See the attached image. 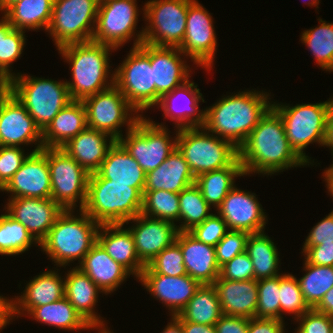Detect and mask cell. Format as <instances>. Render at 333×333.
<instances>
[{
    "mask_svg": "<svg viewBox=\"0 0 333 333\" xmlns=\"http://www.w3.org/2000/svg\"><path fill=\"white\" fill-rule=\"evenodd\" d=\"M245 176L283 174L294 168L310 167L290 146L279 113L271 106L238 149Z\"/></svg>",
    "mask_w": 333,
    "mask_h": 333,
    "instance_id": "cell-1",
    "label": "cell"
},
{
    "mask_svg": "<svg viewBox=\"0 0 333 333\" xmlns=\"http://www.w3.org/2000/svg\"><path fill=\"white\" fill-rule=\"evenodd\" d=\"M258 89L226 92V95L204 108L203 127L214 135L230 141L239 149L272 106L274 95L270 90L268 92L266 89Z\"/></svg>",
    "mask_w": 333,
    "mask_h": 333,
    "instance_id": "cell-2",
    "label": "cell"
},
{
    "mask_svg": "<svg viewBox=\"0 0 333 333\" xmlns=\"http://www.w3.org/2000/svg\"><path fill=\"white\" fill-rule=\"evenodd\" d=\"M57 50L71 71V79L65 82L72 100L83 101L114 85V67L110 64L112 52H117L114 47L90 41L67 44Z\"/></svg>",
    "mask_w": 333,
    "mask_h": 333,
    "instance_id": "cell-3",
    "label": "cell"
},
{
    "mask_svg": "<svg viewBox=\"0 0 333 333\" xmlns=\"http://www.w3.org/2000/svg\"><path fill=\"white\" fill-rule=\"evenodd\" d=\"M99 227L82 209L64 210L37 250L41 249L54 267H70L76 261L77 266L97 242Z\"/></svg>",
    "mask_w": 333,
    "mask_h": 333,
    "instance_id": "cell-4",
    "label": "cell"
},
{
    "mask_svg": "<svg viewBox=\"0 0 333 333\" xmlns=\"http://www.w3.org/2000/svg\"><path fill=\"white\" fill-rule=\"evenodd\" d=\"M142 206L143 195L131 184L111 183L97 172L89 175L82 210L100 225L124 224L139 215Z\"/></svg>",
    "mask_w": 333,
    "mask_h": 333,
    "instance_id": "cell-5",
    "label": "cell"
},
{
    "mask_svg": "<svg viewBox=\"0 0 333 333\" xmlns=\"http://www.w3.org/2000/svg\"><path fill=\"white\" fill-rule=\"evenodd\" d=\"M26 74L17 72V76L11 79L12 94L43 132L72 99L64 79L58 81Z\"/></svg>",
    "mask_w": 333,
    "mask_h": 333,
    "instance_id": "cell-6",
    "label": "cell"
},
{
    "mask_svg": "<svg viewBox=\"0 0 333 333\" xmlns=\"http://www.w3.org/2000/svg\"><path fill=\"white\" fill-rule=\"evenodd\" d=\"M329 99L315 103L293 104L272 100V107L283 120L286 137L294 151L310 166H320L306 154L310 144L323 147ZM318 164V165H317Z\"/></svg>",
    "mask_w": 333,
    "mask_h": 333,
    "instance_id": "cell-7",
    "label": "cell"
},
{
    "mask_svg": "<svg viewBox=\"0 0 333 333\" xmlns=\"http://www.w3.org/2000/svg\"><path fill=\"white\" fill-rule=\"evenodd\" d=\"M137 0H100L92 42L106 44L120 50L133 40L131 47L143 43L144 27L137 30L140 15L144 21V5Z\"/></svg>",
    "mask_w": 333,
    "mask_h": 333,
    "instance_id": "cell-8",
    "label": "cell"
},
{
    "mask_svg": "<svg viewBox=\"0 0 333 333\" xmlns=\"http://www.w3.org/2000/svg\"><path fill=\"white\" fill-rule=\"evenodd\" d=\"M176 148L195 178L227 167L238 157V149L230 141L214 135L203 126L179 129Z\"/></svg>",
    "mask_w": 333,
    "mask_h": 333,
    "instance_id": "cell-9",
    "label": "cell"
},
{
    "mask_svg": "<svg viewBox=\"0 0 333 333\" xmlns=\"http://www.w3.org/2000/svg\"><path fill=\"white\" fill-rule=\"evenodd\" d=\"M120 65L114 68V85L141 116L156 107V88L150 65V45L130 47Z\"/></svg>",
    "mask_w": 333,
    "mask_h": 333,
    "instance_id": "cell-10",
    "label": "cell"
},
{
    "mask_svg": "<svg viewBox=\"0 0 333 333\" xmlns=\"http://www.w3.org/2000/svg\"><path fill=\"white\" fill-rule=\"evenodd\" d=\"M174 130L171 132L168 127L156 125L153 119L145 115L117 141L148 173L161 165L176 149L179 129Z\"/></svg>",
    "mask_w": 333,
    "mask_h": 333,
    "instance_id": "cell-11",
    "label": "cell"
},
{
    "mask_svg": "<svg viewBox=\"0 0 333 333\" xmlns=\"http://www.w3.org/2000/svg\"><path fill=\"white\" fill-rule=\"evenodd\" d=\"M100 0H54L46 33L56 50L92 40Z\"/></svg>",
    "mask_w": 333,
    "mask_h": 333,
    "instance_id": "cell-12",
    "label": "cell"
},
{
    "mask_svg": "<svg viewBox=\"0 0 333 333\" xmlns=\"http://www.w3.org/2000/svg\"><path fill=\"white\" fill-rule=\"evenodd\" d=\"M82 102L86 109L87 127L106 132L115 140L122 137L124 131L132 129L142 117L115 85Z\"/></svg>",
    "mask_w": 333,
    "mask_h": 333,
    "instance_id": "cell-13",
    "label": "cell"
},
{
    "mask_svg": "<svg viewBox=\"0 0 333 333\" xmlns=\"http://www.w3.org/2000/svg\"><path fill=\"white\" fill-rule=\"evenodd\" d=\"M192 0H147L144 4L143 42L179 47L184 39L188 6Z\"/></svg>",
    "mask_w": 333,
    "mask_h": 333,
    "instance_id": "cell-14",
    "label": "cell"
},
{
    "mask_svg": "<svg viewBox=\"0 0 333 333\" xmlns=\"http://www.w3.org/2000/svg\"><path fill=\"white\" fill-rule=\"evenodd\" d=\"M51 198L64 210L83 209L89 173L61 148H47Z\"/></svg>",
    "mask_w": 333,
    "mask_h": 333,
    "instance_id": "cell-15",
    "label": "cell"
},
{
    "mask_svg": "<svg viewBox=\"0 0 333 333\" xmlns=\"http://www.w3.org/2000/svg\"><path fill=\"white\" fill-rule=\"evenodd\" d=\"M186 22L184 39L178 48L196 65L195 70L199 67L211 73L219 47L213 15L198 0H192Z\"/></svg>",
    "mask_w": 333,
    "mask_h": 333,
    "instance_id": "cell-16",
    "label": "cell"
},
{
    "mask_svg": "<svg viewBox=\"0 0 333 333\" xmlns=\"http://www.w3.org/2000/svg\"><path fill=\"white\" fill-rule=\"evenodd\" d=\"M24 280L25 287L17 296H7V322L12 324L18 317H25L34 307L49 304L65 296L64 274L61 267H52Z\"/></svg>",
    "mask_w": 333,
    "mask_h": 333,
    "instance_id": "cell-17",
    "label": "cell"
},
{
    "mask_svg": "<svg viewBox=\"0 0 333 333\" xmlns=\"http://www.w3.org/2000/svg\"><path fill=\"white\" fill-rule=\"evenodd\" d=\"M237 186L231 189L222 204L213 212L222 217L228 230L249 234L264 232L267 229L265 226L268 225L269 214L258 200V195Z\"/></svg>",
    "mask_w": 333,
    "mask_h": 333,
    "instance_id": "cell-18",
    "label": "cell"
},
{
    "mask_svg": "<svg viewBox=\"0 0 333 333\" xmlns=\"http://www.w3.org/2000/svg\"><path fill=\"white\" fill-rule=\"evenodd\" d=\"M198 87L194 80L189 79L171 93L165 94L154 108L163 112L164 122H153L158 126L168 127L165 120H170L173 122V129L203 126L205 109H200L199 103L207 101Z\"/></svg>",
    "mask_w": 333,
    "mask_h": 333,
    "instance_id": "cell-19",
    "label": "cell"
},
{
    "mask_svg": "<svg viewBox=\"0 0 333 333\" xmlns=\"http://www.w3.org/2000/svg\"><path fill=\"white\" fill-rule=\"evenodd\" d=\"M136 282L141 283L143 289L153 299L162 303L168 310V314L177 315L195 295L201 284L187 275L166 276L152 272L147 266L141 272Z\"/></svg>",
    "mask_w": 333,
    "mask_h": 333,
    "instance_id": "cell-20",
    "label": "cell"
},
{
    "mask_svg": "<svg viewBox=\"0 0 333 333\" xmlns=\"http://www.w3.org/2000/svg\"><path fill=\"white\" fill-rule=\"evenodd\" d=\"M189 62V58L178 47L150 45V65L156 88V106L165 94L171 93L189 79H193L191 77L193 72L195 73L193 69L195 65Z\"/></svg>",
    "mask_w": 333,
    "mask_h": 333,
    "instance_id": "cell-21",
    "label": "cell"
},
{
    "mask_svg": "<svg viewBox=\"0 0 333 333\" xmlns=\"http://www.w3.org/2000/svg\"><path fill=\"white\" fill-rule=\"evenodd\" d=\"M0 146H26V151L30 146L31 153L43 149L41 130L13 94L0 110Z\"/></svg>",
    "mask_w": 333,
    "mask_h": 333,
    "instance_id": "cell-22",
    "label": "cell"
},
{
    "mask_svg": "<svg viewBox=\"0 0 333 333\" xmlns=\"http://www.w3.org/2000/svg\"><path fill=\"white\" fill-rule=\"evenodd\" d=\"M8 199L21 197L51 198V177L47 163V148L32 152L23 161L19 170L0 191Z\"/></svg>",
    "mask_w": 333,
    "mask_h": 333,
    "instance_id": "cell-23",
    "label": "cell"
},
{
    "mask_svg": "<svg viewBox=\"0 0 333 333\" xmlns=\"http://www.w3.org/2000/svg\"><path fill=\"white\" fill-rule=\"evenodd\" d=\"M3 207V211L14 220L22 223L39 244L64 211L52 198L7 199Z\"/></svg>",
    "mask_w": 333,
    "mask_h": 333,
    "instance_id": "cell-24",
    "label": "cell"
},
{
    "mask_svg": "<svg viewBox=\"0 0 333 333\" xmlns=\"http://www.w3.org/2000/svg\"><path fill=\"white\" fill-rule=\"evenodd\" d=\"M124 225L132 233L137 256L145 266L164 248L170 246L178 234L175 224L141 213Z\"/></svg>",
    "mask_w": 333,
    "mask_h": 333,
    "instance_id": "cell-25",
    "label": "cell"
},
{
    "mask_svg": "<svg viewBox=\"0 0 333 333\" xmlns=\"http://www.w3.org/2000/svg\"><path fill=\"white\" fill-rule=\"evenodd\" d=\"M64 269L67 270L64 274L67 300L94 331L111 330L106 318L104 319L97 309V303H100L99 294L103 295V291L76 266Z\"/></svg>",
    "mask_w": 333,
    "mask_h": 333,
    "instance_id": "cell-26",
    "label": "cell"
},
{
    "mask_svg": "<svg viewBox=\"0 0 333 333\" xmlns=\"http://www.w3.org/2000/svg\"><path fill=\"white\" fill-rule=\"evenodd\" d=\"M76 267L85 273L105 296L113 295L132 275L113 260L98 242Z\"/></svg>",
    "mask_w": 333,
    "mask_h": 333,
    "instance_id": "cell-27",
    "label": "cell"
},
{
    "mask_svg": "<svg viewBox=\"0 0 333 333\" xmlns=\"http://www.w3.org/2000/svg\"><path fill=\"white\" fill-rule=\"evenodd\" d=\"M175 241L180 245L187 274L201 285L213 284L220 274L215 247L198 241L189 232H178Z\"/></svg>",
    "mask_w": 333,
    "mask_h": 333,
    "instance_id": "cell-28",
    "label": "cell"
},
{
    "mask_svg": "<svg viewBox=\"0 0 333 333\" xmlns=\"http://www.w3.org/2000/svg\"><path fill=\"white\" fill-rule=\"evenodd\" d=\"M97 242L108 255L126 268L137 280L145 265L139 260L130 230L124 224H102L97 233Z\"/></svg>",
    "mask_w": 333,
    "mask_h": 333,
    "instance_id": "cell-29",
    "label": "cell"
},
{
    "mask_svg": "<svg viewBox=\"0 0 333 333\" xmlns=\"http://www.w3.org/2000/svg\"><path fill=\"white\" fill-rule=\"evenodd\" d=\"M115 141L106 132L86 127L60 148L91 174L100 168Z\"/></svg>",
    "mask_w": 333,
    "mask_h": 333,
    "instance_id": "cell-30",
    "label": "cell"
},
{
    "mask_svg": "<svg viewBox=\"0 0 333 333\" xmlns=\"http://www.w3.org/2000/svg\"><path fill=\"white\" fill-rule=\"evenodd\" d=\"M213 286L224 315L256 318L257 280L231 281L219 276Z\"/></svg>",
    "mask_w": 333,
    "mask_h": 333,
    "instance_id": "cell-31",
    "label": "cell"
},
{
    "mask_svg": "<svg viewBox=\"0 0 333 333\" xmlns=\"http://www.w3.org/2000/svg\"><path fill=\"white\" fill-rule=\"evenodd\" d=\"M96 172L111 183L131 184L143 195L146 172L117 140Z\"/></svg>",
    "mask_w": 333,
    "mask_h": 333,
    "instance_id": "cell-32",
    "label": "cell"
},
{
    "mask_svg": "<svg viewBox=\"0 0 333 333\" xmlns=\"http://www.w3.org/2000/svg\"><path fill=\"white\" fill-rule=\"evenodd\" d=\"M194 183L195 176L176 148L161 165L146 173L144 191L166 190L180 193Z\"/></svg>",
    "mask_w": 333,
    "mask_h": 333,
    "instance_id": "cell-33",
    "label": "cell"
},
{
    "mask_svg": "<svg viewBox=\"0 0 333 333\" xmlns=\"http://www.w3.org/2000/svg\"><path fill=\"white\" fill-rule=\"evenodd\" d=\"M87 127L82 101L72 100L54 117L42 132L43 148H60Z\"/></svg>",
    "mask_w": 333,
    "mask_h": 333,
    "instance_id": "cell-34",
    "label": "cell"
},
{
    "mask_svg": "<svg viewBox=\"0 0 333 333\" xmlns=\"http://www.w3.org/2000/svg\"><path fill=\"white\" fill-rule=\"evenodd\" d=\"M25 317L65 332L79 333L84 330H94L65 296L52 303L34 307Z\"/></svg>",
    "mask_w": 333,
    "mask_h": 333,
    "instance_id": "cell-35",
    "label": "cell"
},
{
    "mask_svg": "<svg viewBox=\"0 0 333 333\" xmlns=\"http://www.w3.org/2000/svg\"><path fill=\"white\" fill-rule=\"evenodd\" d=\"M54 0H20L2 15L18 30L45 33L51 21Z\"/></svg>",
    "mask_w": 333,
    "mask_h": 333,
    "instance_id": "cell-36",
    "label": "cell"
},
{
    "mask_svg": "<svg viewBox=\"0 0 333 333\" xmlns=\"http://www.w3.org/2000/svg\"><path fill=\"white\" fill-rule=\"evenodd\" d=\"M238 177H245V175L242 164L237 157L227 167L198 175L195 178V184L201 190L206 202L213 210H216L222 204L223 199L236 185Z\"/></svg>",
    "mask_w": 333,
    "mask_h": 333,
    "instance_id": "cell-37",
    "label": "cell"
},
{
    "mask_svg": "<svg viewBox=\"0 0 333 333\" xmlns=\"http://www.w3.org/2000/svg\"><path fill=\"white\" fill-rule=\"evenodd\" d=\"M276 245L274 239L272 240L265 231L248 236L246 252L254 267L255 280L273 278L284 273L283 270L280 271L281 253Z\"/></svg>",
    "mask_w": 333,
    "mask_h": 333,
    "instance_id": "cell-38",
    "label": "cell"
},
{
    "mask_svg": "<svg viewBox=\"0 0 333 333\" xmlns=\"http://www.w3.org/2000/svg\"><path fill=\"white\" fill-rule=\"evenodd\" d=\"M223 313L213 284L201 285L183 310L176 316L181 321L215 325Z\"/></svg>",
    "mask_w": 333,
    "mask_h": 333,
    "instance_id": "cell-39",
    "label": "cell"
},
{
    "mask_svg": "<svg viewBox=\"0 0 333 333\" xmlns=\"http://www.w3.org/2000/svg\"><path fill=\"white\" fill-rule=\"evenodd\" d=\"M317 26L301 31V43L306 46L322 71L333 72V22L318 17Z\"/></svg>",
    "mask_w": 333,
    "mask_h": 333,
    "instance_id": "cell-40",
    "label": "cell"
},
{
    "mask_svg": "<svg viewBox=\"0 0 333 333\" xmlns=\"http://www.w3.org/2000/svg\"><path fill=\"white\" fill-rule=\"evenodd\" d=\"M211 214L212 207L195 183L179 193V222L176 224L178 232H188Z\"/></svg>",
    "mask_w": 333,
    "mask_h": 333,
    "instance_id": "cell-41",
    "label": "cell"
},
{
    "mask_svg": "<svg viewBox=\"0 0 333 333\" xmlns=\"http://www.w3.org/2000/svg\"><path fill=\"white\" fill-rule=\"evenodd\" d=\"M0 214V255L17 256L30 251L31 247H39V243L31 236L26 227L10 217L3 209Z\"/></svg>",
    "mask_w": 333,
    "mask_h": 333,
    "instance_id": "cell-42",
    "label": "cell"
},
{
    "mask_svg": "<svg viewBox=\"0 0 333 333\" xmlns=\"http://www.w3.org/2000/svg\"><path fill=\"white\" fill-rule=\"evenodd\" d=\"M302 260V272L305 273L297 279L305 302L314 308L333 287V266L311 265L304 258Z\"/></svg>",
    "mask_w": 333,
    "mask_h": 333,
    "instance_id": "cell-43",
    "label": "cell"
},
{
    "mask_svg": "<svg viewBox=\"0 0 333 333\" xmlns=\"http://www.w3.org/2000/svg\"><path fill=\"white\" fill-rule=\"evenodd\" d=\"M141 214L176 225L179 222V193L166 190L144 191Z\"/></svg>",
    "mask_w": 333,
    "mask_h": 333,
    "instance_id": "cell-44",
    "label": "cell"
},
{
    "mask_svg": "<svg viewBox=\"0 0 333 333\" xmlns=\"http://www.w3.org/2000/svg\"><path fill=\"white\" fill-rule=\"evenodd\" d=\"M279 291L280 320L285 321V315L288 314L294 322L310 309L303 298L297 276L294 274L285 271L280 274Z\"/></svg>",
    "mask_w": 333,
    "mask_h": 333,
    "instance_id": "cell-45",
    "label": "cell"
},
{
    "mask_svg": "<svg viewBox=\"0 0 333 333\" xmlns=\"http://www.w3.org/2000/svg\"><path fill=\"white\" fill-rule=\"evenodd\" d=\"M26 31L13 28L7 35H1L0 76L12 79L17 76L13 71L14 62L20 60L26 46Z\"/></svg>",
    "mask_w": 333,
    "mask_h": 333,
    "instance_id": "cell-46",
    "label": "cell"
},
{
    "mask_svg": "<svg viewBox=\"0 0 333 333\" xmlns=\"http://www.w3.org/2000/svg\"><path fill=\"white\" fill-rule=\"evenodd\" d=\"M280 275L257 281L256 318L280 319Z\"/></svg>",
    "mask_w": 333,
    "mask_h": 333,
    "instance_id": "cell-47",
    "label": "cell"
},
{
    "mask_svg": "<svg viewBox=\"0 0 333 333\" xmlns=\"http://www.w3.org/2000/svg\"><path fill=\"white\" fill-rule=\"evenodd\" d=\"M147 267L156 274L176 277L187 275L180 245L174 241L164 248Z\"/></svg>",
    "mask_w": 333,
    "mask_h": 333,
    "instance_id": "cell-48",
    "label": "cell"
},
{
    "mask_svg": "<svg viewBox=\"0 0 333 333\" xmlns=\"http://www.w3.org/2000/svg\"><path fill=\"white\" fill-rule=\"evenodd\" d=\"M228 231L226 222L216 212L188 232L198 241L215 247Z\"/></svg>",
    "mask_w": 333,
    "mask_h": 333,
    "instance_id": "cell-49",
    "label": "cell"
},
{
    "mask_svg": "<svg viewBox=\"0 0 333 333\" xmlns=\"http://www.w3.org/2000/svg\"><path fill=\"white\" fill-rule=\"evenodd\" d=\"M31 152L23 147L0 146V191L19 170Z\"/></svg>",
    "mask_w": 333,
    "mask_h": 333,
    "instance_id": "cell-50",
    "label": "cell"
},
{
    "mask_svg": "<svg viewBox=\"0 0 333 333\" xmlns=\"http://www.w3.org/2000/svg\"><path fill=\"white\" fill-rule=\"evenodd\" d=\"M250 234L244 231L229 230L215 246L216 260L221 267L236 255L246 251V242Z\"/></svg>",
    "mask_w": 333,
    "mask_h": 333,
    "instance_id": "cell-51",
    "label": "cell"
},
{
    "mask_svg": "<svg viewBox=\"0 0 333 333\" xmlns=\"http://www.w3.org/2000/svg\"><path fill=\"white\" fill-rule=\"evenodd\" d=\"M298 324L294 333H332L333 317L310 308L291 324Z\"/></svg>",
    "mask_w": 333,
    "mask_h": 333,
    "instance_id": "cell-52",
    "label": "cell"
},
{
    "mask_svg": "<svg viewBox=\"0 0 333 333\" xmlns=\"http://www.w3.org/2000/svg\"><path fill=\"white\" fill-rule=\"evenodd\" d=\"M219 276L231 281L254 279V267L248 253L245 251L236 255L232 260L222 265Z\"/></svg>",
    "mask_w": 333,
    "mask_h": 333,
    "instance_id": "cell-53",
    "label": "cell"
},
{
    "mask_svg": "<svg viewBox=\"0 0 333 333\" xmlns=\"http://www.w3.org/2000/svg\"><path fill=\"white\" fill-rule=\"evenodd\" d=\"M329 243H333V210L310 229L302 246H317Z\"/></svg>",
    "mask_w": 333,
    "mask_h": 333,
    "instance_id": "cell-54",
    "label": "cell"
},
{
    "mask_svg": "<svg viewBox=\"0 0 333 333\" xmlns=\"http://www.w3.org/2000/svg\"><path fill=\"white\" fill-rule=\"evenodd\" d=\"M300 253L311 265L333 266V243L302 246Z\"/></svg>",
    "mask_w": 333,
    "mask_h": 333,
    "instance_id": "cell-55",
    "label": "cell"
},
{
    "mask_svg": "<svg viewBox=\"0 0 333 333\" xmlns=\"http://www.w3.org/2000/svg\"><path fill=\"white\" fill-rule=\"evenodd\" d=\"M280 319L251 318L248 319L247 333H283L288 325Z\"/></svg>",
    "mask_w": 333,
    "mask_h": 333,
    "instance_id": "cell-56",
    "label": "cell"
},
{
    "mask_svg": "<svg viewBox=\"0 0 333 333\" xmlns=\"http://www.w3.org/2000/svg\"><path fill=\"white\" fill-rule=\"evenodd\" d=\"M216 333H247L248 318L222 315L215 323Z\"/></svg>",
    "mask_w": 333,
    "mask_h": 333,
    "instance_id": "cell-57",
    "label": "cell"
},
{
    "mask_svg": "<svg viewBox=\"0 0 333 333\" xmlns=\"http://www.w3.org/2000/svg\"><path fill=\"white\" fill-rule=\"evenodd\" d=\"M333 95V94H332ZM329 97V106L327 111L325 137L323 147L328 148L333 158V96Z\"/></svg>",
    "mask_w": 333,
    "mask_h": 333,
    "instance_id": "cell-58",
    "label": "cell"
},
{
    "mask_svg": "<svg viewBox=\"0 0 333 333\" xmlns=\"http://www.w3.org/2000/svg\"><path fill=\"white\" fill-rule=\"evenodd\" d=\"M184 333H216L215 325H206L181 321Z\"/></svg>",
    "mask_w": 333,
    "mask_h": 333,
    "instance_id": "cell-59",
    "label": "cell"
},
{
    "mask_svg": "<svg viewBox=\"0 0 333 333\" xmlns=\"http://www.w3.org/2000/svg\"><path fill=\"white\" fill-rule=\"evenodd\" d=\"M314 309L333 317V287L326 292Z\"/></svg>",
    "mask_w": 333,
    "mask_h": 333,
    "instance_id": "cell-60",
    "label": "cell"
},
{
    "mask_svg": "<svg viewBox=\"0 0 333 333\" xmlns=\"http://www.w3.org/2000/svg\"><path fill=\"white\" fill-rule=\"evenodd\" d=\"M12 95V81L9 78L0 76V110L3 104Z\"/></svg>",
    "mask_w": 333,
    "mask_h": 333,
    "instance_id": "cell-61",
    "label": "cell"
},
{
    "mask_svg": "<svg viewBox=\"0 0 333 333\" xmlns=\"http://www.w3.org/2000/svg\"><path fill=\"white\" fill-rule=\"evenodd\" d=\"M169 319L167 325L159 333H184L182 322L176 315H170Z\"/></svg>",
    "mask_w": 333,
    "mask_h": 333,
    "instance_id": "cell-62",
    "label": "cell"
},
{
    "mask_svg": "<svg viewBox=\"0 0 333 333\" xmlns=\"http://www.w3.org/2000/svg\"><path fill=\"white\" fill-rule=\"evenodd\" d=\"M8 325L7 322V296H3L0 293V333Z\"/></svg>",
    "mask_w": 333,
    "mask_h": 333,
    "instance_id": "cell-63",
    "label": "cell"
},
{
    "mask_svg": "<svg viewBox=\"0 0 333 333\" xmlns=\"http://www.w3.org/2000/svg\"><path fill=\"white\" fill-rule=\"evenodd\" d=\"M324 172H322L321 178H323L325 182V187L327 189L328 195H330V198L333 200V176L325 169ZM333 210V209H332Z\"/></svg>",
    "mask_w": 333,
    "mask_h": 333,
    "instance_id": "cell-64",
    "label": "cell"
},
{
    "mask_svg": "<svg viewBox=\"0 0 333 333\" xmlns=\"http://www.w3.org/2000/svg\"><path fill=\"white\" fill-rule=\"evenodd\" d=\"M13 27L9 24L8 20L0 14V46H1V35H7Z\"/></svg>",
    "mask_w": 333,
    "mask_h": 333,
    "instance_id": "cell-65",
    "label": "cell"
},
{
    "mask_svg": "<svg viewBox=\"0 0 333 333\" xmlns=\"http://www.w3.org/2000/svg\"><path fill=\"white\" fill-rule=\"evenodd\" d=\"M20 0H0V14L2 15L12 4Z\"/></svg>",
    "mask_w": 333,
    "mask_h": 333,
    "instance_id": "cell-66",
    "label": "cell"
},
{
    "mask_svg": "<svg viewBox=\"0 0 333 333\" xmlns=\"http://www.w3.org/2000/svg\"><path fill=\"white\" fill-rule=\"evenodd\" d=\"M304 2V1H303ZM306 4H307V6H309V7H315L316 9H319L320 7H319V3H321L320 2V0H307V2H305Z\"/></svg>",
    "mask_w": 333,
    "mask_h": 333,
    "instance_id": "cell-67",
    "label": "cell"
},
{
    "mask_svg": "<svg viewBox=\"0 0 333 333\" xmlns=\"http://www.w3.org/2000/svg\"><path fill=\"white\" fill-rule=\"evenodd\" d=\"M325 169L333 176V161L332 164L328 165Z\"/></svg>",
    "mask_w": 333,
    "mask_h": 333,
    "instance_id": "cell-68",
    "label": "cell"
},
{
    "mask_svg": "<svg viewBox=\"0 0 333 333\" xmlns=\"http://www.w3.org/2000/svg\"><path fill=\"white\" fill-rule=\"evenodd\" d=\"M96 333H115L112 329L111 330H99Z\"/></svg>",
    "mask_w": 333,
    "mask_h": 333,
    "instance_id": "cell-69",
    "label": "cell"
}]
</instances>
